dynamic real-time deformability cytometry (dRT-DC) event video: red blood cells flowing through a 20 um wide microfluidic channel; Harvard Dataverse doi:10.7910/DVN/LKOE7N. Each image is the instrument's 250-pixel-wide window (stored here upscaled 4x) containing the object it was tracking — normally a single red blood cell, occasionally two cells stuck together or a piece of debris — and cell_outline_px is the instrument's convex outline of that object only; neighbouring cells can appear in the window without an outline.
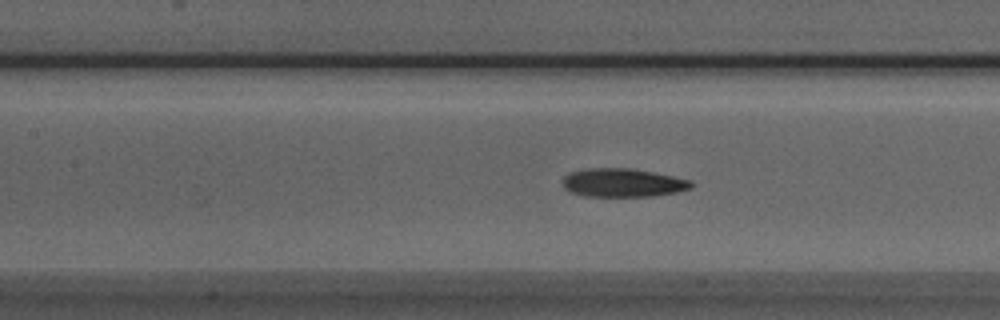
{"species": "Egyptian fruit bat (a non-hibernating species)", "species_latin": "Rousettus aegyptiacus", "temperature_condition": "room temperature", "stored_images_in_passage": 36, "camera_frame_rate_fps": 3000, "um_per_image_px": 0.085, "animal": {"sex": "male"}, "frame": {"image": 1, "passage_image": 9, "time_ms": 2.667, "image_size_px": [1000, 320], "cell_outline_px": [[696, 184], [692, 188], [676, 192], [652, 196], [584, 196], [572, 192], [564, 188], [564, 176], [568, 172], [588, 168], [632, 168], [692, 180]], "centroid_in_image_um": [52.97, 15.53], "position_along_channel_um": 154.4, "area_um2": 21.39}}
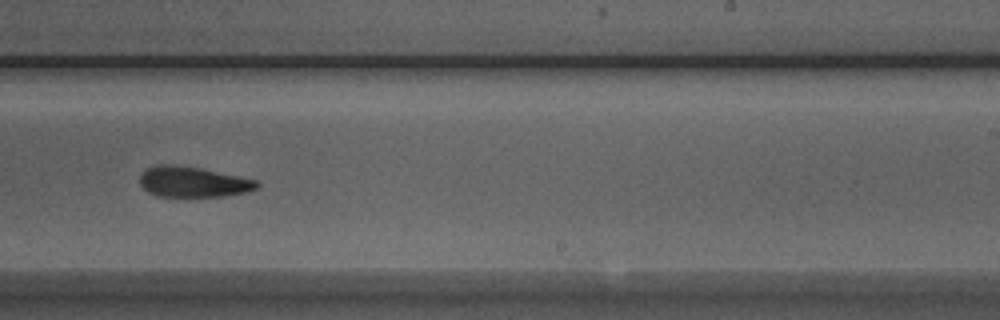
{"frame": {"image": 2, "passage_image": 18, "time_ms": 5.667, "image_size_px": [1000, 320], "cell_outline_px": [[260, 184], [256, 188], [248, 192], [224, 196], [160, 196], [148, 192], [140, 184], [140, 172], [148, 168], [160, 164], [172, 164], [200, 168], [256, 180]], "centroid_in_image_um": [16.39, 15.46], "position_along_channel_um": 272.6, "area_um2": 20.63}}
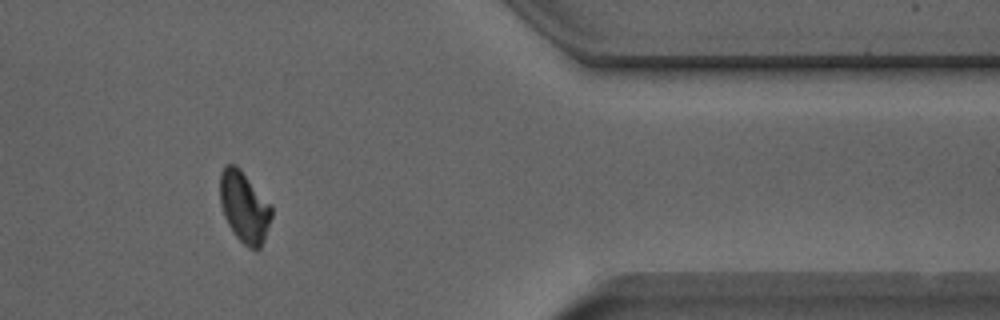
{"frame": {"image": 3, "passage_image": 29, "time_ms": 9.333, "image_size_px": [1000, 320], "cell_outline_px": [[272, 216], [264, 240], [260, 248], [248, 248], [236, 236], [228, 224], [224, 216], [220, 204], [220, 172], [224, 164], [236, 164], [240, 168], [272, 204]], "centroid_in_image_um": [20.76, 17.55], "position_along_channel_um": 390.6, "area_um2": 21.56}, "authors_computed_cell_mechanics": {"area_um2": 21.2993, "velocity_mm_per_s": 3.9524, "shape_relaxation_time_tau1_ms": 5.4445, "shape_relaxation_time_tau2_ms": 2.7545, "deformation_change_tau1": 0.1859, "deformation_change_tau2": 0.1011}}